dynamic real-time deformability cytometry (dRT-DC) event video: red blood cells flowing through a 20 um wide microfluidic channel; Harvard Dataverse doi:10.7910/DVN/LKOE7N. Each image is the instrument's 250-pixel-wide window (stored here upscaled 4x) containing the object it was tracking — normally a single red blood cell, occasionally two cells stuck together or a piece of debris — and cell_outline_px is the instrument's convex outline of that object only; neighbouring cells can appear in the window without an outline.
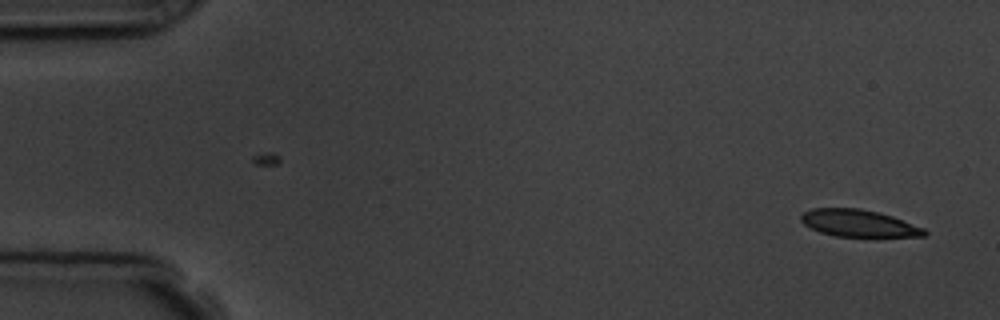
{"species": "common noctule bat (a hibernating species)", "species_latin": "Nyctalus noctula", "temperature_condition": "room temperature", "stored_images_in_passage": 2, "camera_frame_rate_fps": 3000, "um_per_image_px": 0.085, "animal": {"sex": "male", "body_mass_g": 19.5, "forearm_length_mm": 54.6}, "frame": {"image": 1, "passage_image": 2, "time_ms": 2.0, "image_size_px": [1000, 320], "cell_outline_px": [[928, 232], [924, 236], [836, 236], [820, 232], [804, 224], [800, 220], [800, 216], [804, 212], [812, 208], [860, 208], [892, 216], [924, 228]], "centroid_in_image_um": [72.96, 18.97], "position_along_channel_um": 12.0, "area_um2": 19.19}}